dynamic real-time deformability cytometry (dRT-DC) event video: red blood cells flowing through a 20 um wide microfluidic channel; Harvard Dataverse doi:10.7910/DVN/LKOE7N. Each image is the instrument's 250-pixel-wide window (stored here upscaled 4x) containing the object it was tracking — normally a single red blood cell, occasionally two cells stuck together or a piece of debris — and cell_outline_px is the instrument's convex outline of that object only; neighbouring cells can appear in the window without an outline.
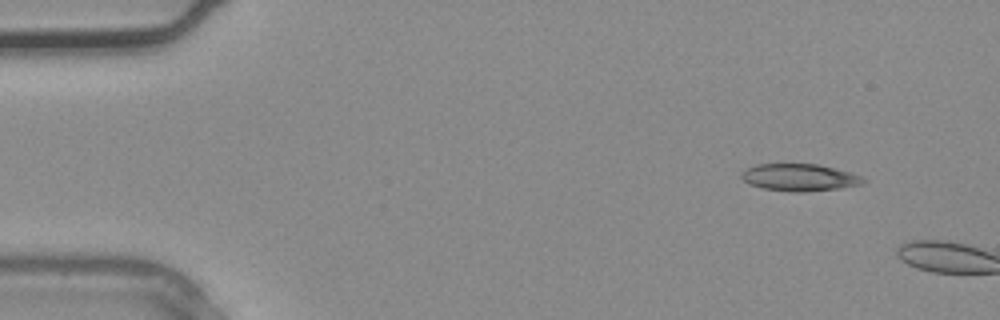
{"species": "common noctule bat (a hibernating species)", "species_latin": "Nyctalus noctula", "temperature_condition": "warm", "stored_images_in_passage": 2, "camera_frame_rate_fps": 3000, "um_per_image_px": 0.085, "animal": {"sex": "male", "body_mass_g": 20.4}, "frame": {"image": 1, "passage_image": 1, "time_ms": 0.0, "image_size_px": [1000, 320], "cell_outline_px": [[868, 180], [864, 184], [836, 188], [804, 192], [792, 192], [764, 188], [748, 184], [740, 176], [740, 172], [756, 164], [816, 164], [848, 172], [860, 176]], "centroid_in_image_um": [67.92, 15.08], "position_along_channel_um": 17.1, "area_um2": 19.07}}